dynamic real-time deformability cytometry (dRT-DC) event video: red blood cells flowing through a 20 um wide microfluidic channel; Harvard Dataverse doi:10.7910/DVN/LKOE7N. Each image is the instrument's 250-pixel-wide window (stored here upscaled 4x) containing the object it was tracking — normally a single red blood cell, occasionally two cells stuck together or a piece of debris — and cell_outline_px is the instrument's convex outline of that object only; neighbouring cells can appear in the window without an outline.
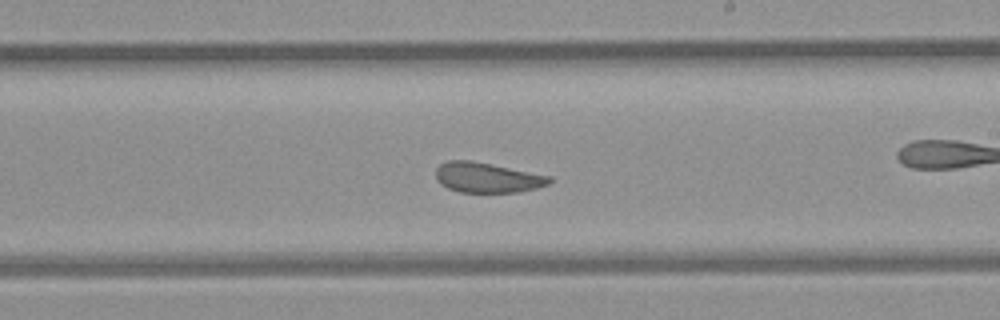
{"species": "common noctule bat (a hibernating species)", "species_latin": "Nyctalus noctula", "temperature_condition": "room temperature", "stored_images_in_passage": 42, "camera_frame_rate_fps": 3000, "um_per_image_px": 0.085, "animal": {"sex": "female", "body_mass_g": 21.9}, "frame": {"image": 1, "passage_image": 24, "time_ms": 7.667, "image_size_px": [1000, 320], "cell_outline_px": [[552, 180], [548, 184], [536, 188], [520, 192], [460, 192], [448, 188], [440, 184], [436, 176], [436, 168], [440, 164], [448, 160], [472, 160], [552, 176]], "centroid_in_image_um": [41.42, 15.09], "position_along_channel_um": 247.6, "area_um2": 20.0}}
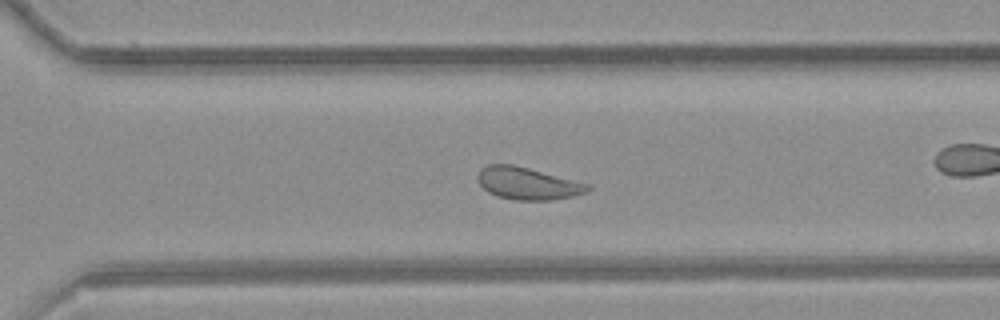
{"frame": {"image": 2, "passage_image": 30, "time_ms": 9.667, "image_size_px": [1000, 320], "cell_outline_px": [[592, 188], [588, 192], [572, 196], [552, 200], [512, 200], [496, 196], [488, 192], [476, 180], [476, 176], [480, 168], [488, 164], [512, 164], [592, 184]], "centroid_in_image_um": [44.85, 15.59], "position_along_channel_um": 325.8, "area_um2": 20.98}, "authors_computed_cell_mechanics": {"area_um2": 21.5305, "velocity_mm_per_s": 3.9296, "shape_relaxation_time_tau1_ms": 10.5765, "shape_relaxation_time_tau2_ms": 1.4699, "deformation_change_tau1": 0.1488, "deformation_change_tau2": 0.0814}}